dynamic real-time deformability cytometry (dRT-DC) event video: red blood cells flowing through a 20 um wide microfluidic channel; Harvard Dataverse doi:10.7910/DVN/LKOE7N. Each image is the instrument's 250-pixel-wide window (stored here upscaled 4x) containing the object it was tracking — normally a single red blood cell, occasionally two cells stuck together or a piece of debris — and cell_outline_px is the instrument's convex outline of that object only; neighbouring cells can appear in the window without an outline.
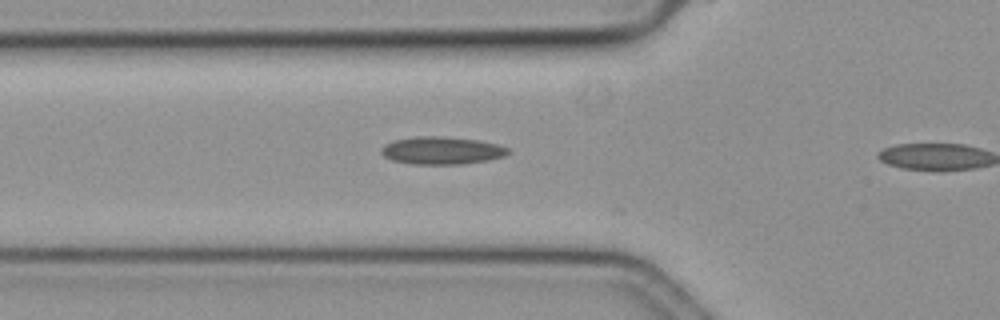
{"species": "common noctule bat (a hibernating species)", "species_latin": "Nyctalus noctula", "temperature_condition": "cold", "stored_images_in_passage": 4, "camera_frame_rate_fps": 3000, "um_per_image_px": 0.085, "animal": {"sex": "female", "body_mass_g": 19.3, "forearm_length_mm": 54.1}, "frame": {"image": 1, "passage_image": 3, "time_ms": 0.667, "image_size_px": [1000, 320], "cell_outline_px": [[512, 152], [504, 156], [488, 160], [460, 164], [412, 164], [392, 160], [384, 156], [380, 152], [380, 148], [384, 144], [392, 140], [416, 136], [440, 136], [476, 140], [496, 144], [508, 148]], "centroid_in_image_um": [37.51, 12.79], "position_along_channel_um": 88.3, "area_um2": 20.46}}